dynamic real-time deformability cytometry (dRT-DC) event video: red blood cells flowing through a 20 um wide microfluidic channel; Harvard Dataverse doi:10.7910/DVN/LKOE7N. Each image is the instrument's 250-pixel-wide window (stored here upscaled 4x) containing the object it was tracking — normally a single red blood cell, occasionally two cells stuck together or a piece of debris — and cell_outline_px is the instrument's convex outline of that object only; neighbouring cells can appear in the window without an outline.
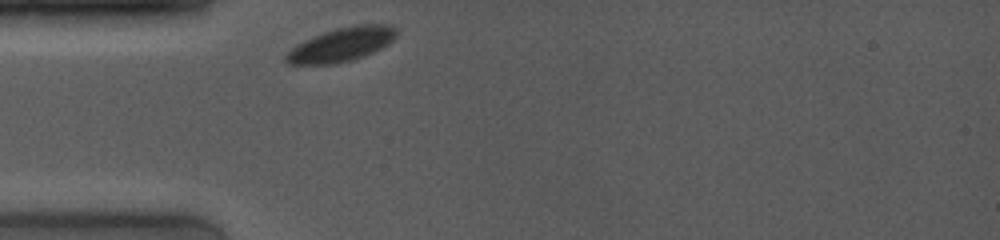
{"species": "common noctule bat (a hibernating species)", "species_latin": "Nyctalus noctula", "temperature_condition": "room temperature", "stored_images_in_passage": 4, "camera_frame_rate_fps": 4000, "um_per_image_px": 0.085, "animal": {"sex": "female", "body_mass_g": 19.0, "forearm_length_mm": 53.3}, "frame": {"image": 1, "passage_image": 1, "time_ms": 0.0, "image_size_px": [1000, 240], "cell_outline_px": [[396, 36], [392, 40], [380, 48], [372, 52], [352, 60], [336, 64], [288, 64], [284, 60], [284, 56], [296, 44], [312, 36], [336, 28], [356, 24], [388, 24], [396, 28]], "centroid_in_image_um": [28.99, 3.78], "position_along_channel_um": 56.0, "area_um2": 21.73}}